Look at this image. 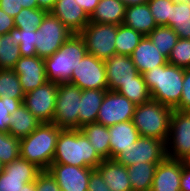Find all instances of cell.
Masks as SVG:
<instances>
[{
    "label": "cell",
    "mask_w": 190,
    "mask_h": 191,
    "mask_svg": "<svg viewBox=\"0 0 190 191\" xmlns=\"http://www.w3.org/2000/svg\"><path fill=\"white\" fill-rule=\"evenodd\" d=\"M102 161L80 129H63L60 132L52 163L96 169Z\"/></svg>",
    "instance_id": "6da1fadb"
},
{
    "label": "cell",
    "mask_w": 190,
    "mask_h": 191,
    "mask_svg": "<svg viewBox=\"0 0 190 191\" xmlns=\"http://www.w3.org/2000/svg\"><path fill=\"white\" fill-rule=\"evenodd\" d=\"M142 75L152 100L172 109L179 105L183 89L184 68L167 62Z\"/></svg>",
    "instance_id": "7a4b0ae2"
},
{
    "label": "cell",
    "mask_w": 190,
    "mask_h": 191,
    "mask_svg": "<svg viewBox=\"0 0 190 191\" xmlns=\"http://www.w3.org/2000/svg\"><path fill=\"white\" fill-rule=\"evenodd\" d=\"M62 130L54 123H41L28 136L20 139V157L47 170L52 164Z\"/></svg>",
    "instance_id": "3957f363"
},
{
    "label": "cell",
    "mask_w": 190,
    "mask_h": 191,
    "mask_svg": "<svg viewBox=\"0 0 190 191\" xmlns=\"http://www.w3.org/2000/svg\"><path fill=\"white\" fill-rule=\"evenodd\" d=\"M87 53L85 42L79 33H73L52 56L45 58L48 81L67 83L75 67Z\"/></svg>",
    "instance_id": "277c9868"
},
{
    "label": "cell",
    "mask_w": 190,
    "mask_h": 191,
    "mask_svg": "<svg viewBox=\"0 0 190 191\" xmlns=\"http://www.w3.org/2000/svg\"><path fill=\"white\" fill-rule=\"evenodd\" d=\"M172 111V108L151 99L136 106L132 121L140 136L159 139L166 144Z\"/></svg>",
    "instance_id": "5b68a950"
},
{
    "label": "cell",
    "mask_w": 190,
    "mask_h": 191,
    "mask_svg": "<svg viewBox=\"0 0 190 191\" xmlns=\"http://www.w3.org/2000/svg\"><path fill=\"white\" fill-rule=\"evenodd\" d=\"M73 34L56 16L48 12L35 31V47L39 58L52 56Z\"/></svg>",
    "instance_id": "8992f818"
},
{
    "label": "cell",
    "mask_w": 190,
    "mask_h": 191,
    "mask_svg": "<svg viewBox=\"0 0 190 191\" xmlns=\"http://www.w3.org/2000/svg\"><path fill=\"white\" fill-rule=\"evenodd\" d=\"M79 34L85 42L87 53L98 59L106 61L116 54L117 25L89 22Z\"/></svg>",
    "instance_id": "52a82bcc"
},
{
    "label": "cell",
    "mask_w": 190,
    "mask_h": 191,
    "mask_svg": "<svg viewBox=\"0 0 190 191\" xmlns=\"http://www.w3.org/2000/svg\"><path fill=\"white\" fill-rule=\"evenodd\" d=\"M81 89L70 83H58L52 123L62 129H78Z\"/></svg>",
    "instance_id": "ba28073f"
},
{
    "label": "cell",
    "mask_w": 190,
    "mask_h": 191,
    "mask_svg": "<svg viewBox=\"0 0 190 191\" xmlns=\"http://www.w3.org/2000/svg\"><path fill=\"white\" fill-rule=\"evenodd\" d=\"M190 154V111L173 109L170 117L166 157L184 160Z\"/></svg>",
    "instance_id": "9c48e42d"
},
{
    "label": "cell",
    "mask_w": 190,
    "mask_h": 191,
    "mask_svg": "<svg viewBox=\"0 0 190 191\" xmlns=\"http://www.w3.org/2000/svg\"><path fill=\"white\" fill-rule=\"evenodd\" d=\"M166 158V144L159 139L140 136L114 159L128 167L139 162L160 163Z\"/></svg>",
    "instance_id": "30bf717a"
},
{
    "label": "cell",
    "mask_w": 190,
    "mask_h": 191,
    "mask_svg": "<svg viewBox=\"0 0 190 191\" xmlns=\"http://www.w3.org/2000/svg\"><path fill=\"white\" fill-rule=\"evenodd\" d=\"M81 90H108L105 62L86 53L72 72L68 82Z\"/></svg>",
    "instance_id": "8fae6325"
},
{
    "label": "cell",
    "mask_w": 190,
    "mask_h": 191,
    "mask_svg": "<svg viewBox=\"0 0 190 191\" xmlns=\"http://www.w3.org/2000/svg\"><path fill=\"white\" fill-rule=\"evenodd\" d=\"M58 83L47 81L25 93L23 104L41 123H52L57 99Z\"/></svg>",
    "instance_id": "7c38bea8"
},
{
    "label": "cell",
    "mask_w": 190,
    "mask_h": 191,
    "mask_svg": "<svg viewBox=\"0 0 190 191\" xmlns=\"http://www.w3.org/2000/svg\"><path fill=\"white\" fill-rule=\"evenodd\" d=\"M136 105L116 91L107 90L102 100L97 123L112 126L133 119Z\"/></svg>",
    "instance_id": "4fadbf2b"
},
{
    "label": "cell",
    "mask_w": 190,
    "mask_h": 191,
    "mask_svg": "<svg viewBox=\"0 0 190 191\" xmlns=\"http://www.w3.org/2000/svg\"><path fill=\"white\" fill-rule=\"evenodd\" d=\"M41 171L34 163L19 157L3 166L0 191H23V186L34 182Z\"/></svg>",
    "instance_id": "5bb4252c"
},
{
    "label": "cell",
    "mask_w": 190,
    "mask_h": 191,
    "mask_svg": "<svg viewBox=\"0 0 190 191\" xmlns=\"http://www.w3.org/2000/svg\"><path fill=\"white\" fill-rule=\"evenodd\" d=\"M47 170L57 181L61 191H88L90 175L94 169L52 163Z\"/></svg>",
    "instance_id": "9a60e30c"
},
{
    "label": "cell",
    "mask_w": 190,
    "mask_h": 191,
    "mask_svg": "<svg viewBox=\"0 0 190 191\" xmlns=\"http://www.w3.org/2000/svg\"><path fill=\"white\" fill-rule=\"evenodd\" d=\"M13 70L18 75L24 93L32 91L48 81L44 59L38 56H21Z\"/></svg>",
    "instance_id": "2e32d148"
},
{
    "label": "cell",
    "mask_w": 190,
    "mask_h": 191,
    "mask_svg": "<svg viewBox=\"0 0 190 191\" xmlns=\"http://www.w3.org/2000/svg\"><path fill=\"white\" fill-rule=\"evenodd\" d=\"M105 62L108 90L116 91L122 84L136 82L139 73L128 55L114 54Z\"/></svg>",
    "instance_id": "e0dca14e"
},
{
    "label": "cell",
    "mask_w": 190,
    "mask_h": 191,
    "mask_svg": "<svg viewBox=\"0 0 190 191\" xmlns=\"http://www.w3.org/2000/svg\"><path fill=\"white\" fill-rule=\"evenodd\" d=\"M182 160L165 158L158 163L151 191H181Z\"/></svg>",
    "instance_id": "ac0fdd59"
},
{
    "label": "cell",
    "mask_w": 190,
    "mask_h": 191,
    "mask_svg": "<svg viewBox=\"0 0 190 191\" xmlns=\"http://www.w3.org/2000/svg\"><path fill=\"white\" fill-rule=\"evenodd\" d=\"M51 13L73 33H80L90 22L75 0H57Z\"/></svg>",
    "instance_id": "d6986e66"
},
{
    "label": "cell",
    "mask_w": 190,
    "mask_h": 191,
    "mask_svg": "<svg viewBox=\"0 0 190 191\" xmlns=\"http://www.w3.org/2000/svg\"><path fill=\"white\" fill-rule=\"evenodd\" d=\"M130 57L140 74L167 63V58L161 54L148 36H143Z\"/></svg>",
    "instance_id": "ffe728a7"
},
{
    "label": "cell",
    "mask_w": 190,
    "mask_h": 191,
    "mask_svg": "<svg viewBox=\"0 0 190 191\" xmlns=\"http://www.w3.org/2000/svg\"><path fill=\"white\" fill-rule=\"evenodd\" d=\"M96 169L111 191H132L126 166L114 159H103Z\"/></svg>",
    "instance_id": "44dd1931"
},
{
    "label": "cell",
    "mask_w": 190,
    "mask_h": 191,
    "mask_svg": "<svg viewBox=\"0 0 190 191\" xmlns=\"http://www.w3.org/2000/svg\"><path fill=\"white\" fill-rule=\"evenodd\" d=\"M110 133V159H115L123 149L128 148L140 137L132 120L108 127Z\"/></svg>",
    "instance_id": "7402d4cb"
},
{
    "label": "cell",
    "mask_w": 190,
    "mask_h": 191,
    "mask_svg": "<svg viewBox=\"0 0 190 191\" xmlns=\"http://www.w3.org/2000/svg\"><path fill=\"white\" fill-rule=\"evenodd\" d=\"M123 24L143 36L149 35L158 26L148 3L126 7Z\"/></svg>",
    "instance_id": "603a6c76"
},
{
    "label": "cell",
    "mask_w": 190,
    "mask_h": 191,
    "mask_svg": "<svg viewBox=\"0 0 190 191\" xmlns=\"http://www.w3.org/2000/svg\"><path fill=\"white\" fill-rule=\"evenodd\" d=\"M107 90H81L80 110L78 111V129L88 123L96 122L98 112Z\"/></svg>",
    "instance_id": "cb8c5ba5"
},
{
    "label": "cell",
    "mask_w": 190,
    "mask_h": 191,
    "mask_svg": "<svg viewBox=\"0 0 190 191\" xmlns=\"http://www.w3.org/2000/svg\"><path fill=\"white\" fill-rule=\"evenodd\" d=\"M126 6L120 0H100L92 15V23L123 24Z\"/></svg>",
    "instance_id": "d4e9b609"
},
{
    "label": "cell",
    "mask_w": 190,
    "mask_h": 191,
    "mask_svg": "<svg viewBox=\"0 0 190 191\" xmlns=\"http://www.w3.org/2000/svg\"><path fill=\"white\" fill-rule=\"evenodd\" d=\"M40 124L41 121H39L22 103L13 113H11L8 133L21 139L28 136Z\"/></svg>",
    "instance_id": "484cf974"
},
{
    "label": "cell",
    "mask_w": 190,
    "mask_h": 191,
    "mask_svg": "<svg viewBox=\"0 0 190 191\" xmlns=\"http://www.w3.org/2000/svg\"><path fill=\"white\" fill-rule=\"evenodd\" d=\"M80 130L102 159H110V133L107 126L94 122L83 125Z\"/></svg>",
    "instance_id": "4316f807"
},
{
    "label": "cell",
    "mask_w": 190,
    "mask_h": 191,
    "mask_svg": "<svg viewBox=\"0 0 190 191\" xmlns=\"http://www.w3.org/2000/svg\"><path fill=\"white\" fill-rule=\"evenodd\" d=\"M157 165L158 163L139 162L126 167L132 191H151Z\"/></svg>",
    "instance_id": "83f0119b"
},
{
    "label": "cell",
    "mask_w": 190,
    "mask_h": 191,
    "mask_svg": "<svg viewBox=\"0 0 190 191\" xmlns=\"http://www.w3.org/2000/svg\"><path fill=\"white\" fill-rule=\"evenodd\" d=\"M168 27H171L180 39H190V0L171 6Z\"/></svg>",
    "instance_id": "f1b7e54d"
},
{
    "label": "cell",
    "mask_w": 190,
    "mask_h": 191,
    "mask_svg": "<svg viewBox=\"0 0 190 191\" xmlns=\"http://www.w3.org/2000/svg\"><path fill=\"white\" fill-rule=\"evenodd\" d=\"M116 92L128 98L136 106L151 100L150 91L140 73L136 75V82L124 83Z\"/></svg>",
    "instance_id": "f546056e"
},
{
    "label": "cell",
    "mask_w": 190,
    "mask_h": 191,
    "mask_svg": "<svg viewBox=\"0 0 190 191\" xmlns=\"http://www.w3.org/2000/svg\"><path fill=\"white\" fill-rule=\"evenodd\" d=\"M143 35L124 24L117 25V36L115 39L116 54L128 55L138 46Z\"/></svg>",
    "instance_id": "4dcf8cb0"
},
{
    "label": "cell",
    "mask_w": 190,
    "mask_h": 191,
    "mask_svg": "<svg viewBox=\"0 0 190 191\" xmlns=\"http://www.w3.org/2000/svg\"><path fill=\"white\" fill-rule=\"evenodd\" d=\"M19 43L10 32L0 38V69H13L20 59Z\"/></svg>",
    "instance_id": "1f68e13d"
},
{
    "label": "cell",
    "mask_w": 190,
    "mask_h": 191,
    "mask_svg": "<svg viewBox=\"0 0 190 191\" xmlns=\"http://www.w3.org/2000/svg\"><path fill=\"white\" fill-rule=\"evenodd\" d=\"M147 36L167 59L179 39L177 33L168 26H157Z\"/></svg>",
    "instance_id": "d6a6232c"
},
{
    "label": "cell",
    "mask_w": 190,
    "mask_h": 191,
    "mask_svg": "<svg viewBox=\"0 0 190 191\" xmlns=\"http://www.w3.org/2000/svg\"><path fill=\"white\" fill-rule=\"evenodd\" d=\"M18 75L13 69H0V98H14L24 100Z\"/></svg>",
    "instance_id": "836d02e7"
},
{
    "label": "cell",
    "mask_w": 190,
    "mask_h": 191,
    "mask_svg": "<svg viewBox=\"0 0 190 191\" xmlns=\"http://www.w3.org/2000/svg\"><path fill=\"white\" fill-rule=\"evenodd\" d=\"M47 13L38 8H23L14 17V26L20 30L36 31Z\"/></svg>",
    "instance_id": "e575fe53"
},
{
    "label": "cell",
    "mask_w": 190,
    "mask_h": 191,
    "mask_svg": "<svg viewBox=\"0 0 190 191\" xmlns=\"http://www.w3.org/2000/svg\"><path fill=\"white\" fill-rule=\"evenodd\" d=\"M20 157V139L0 132V163L4 166Z\"/></svg>",
    "instance_id": "d590c367"
},
{
    "label": "cell",
    "mask_w": 190,
    "mask_h": 191,
    "mask_svg": "<svg viewBox=\"0 0 190 191\" xmlns=\"http://www.w3.org/2000/svg\"><path fill=\"white\" fill-rule=\"evenodd\" d=\"M14 39L19 43L21 56H37L35 47V31L20 30L14 27L9 31Z\"/></svg>",
    "instance_id": "8d00e7d4"
},
{
    "label": "cell",
    "mask_w": 190,
    "mask_h": 191,
    "mask_svg": "<svg viewBox=\"0 0 190 191\" xmlns=\"http://www.w3.org/2000/svg\"><path fill=\"white\" fill-rule=\"evenodd\" d=\"M171 65L190 68V39H178L167 59Z\"/></svg>",
    "instance_id": "74e56055"
},
{
    "label": "cell",
    "mask_w": 190,
    "mask_h": 191,
    "mask_svg": "<svg viewBox=\"0 0 190 191\" xmlns=\"http://www.w3.org/2000/svg\"><path fill=\"white\" fill-rule=\"evenodd\" d=\"M24 100L14 98H0V132L8 133L11 113H13Z\"/></svg>",
    "instance_id": "f35d334b"
},
{
    "label": "cell",
    "mask_w": 190,
    "mask_h": 191,
    "mask_svg": "<svg viewBox=\"0 0 190 191\" xmlns=\"http://www.w3.org/2000/svg\"><path fill=\"white\" fill-rule=\"evenodd\" d=\"M174 3L171 0H149L148 5L158 26H168L171 6Z\"/></svg>",
    "instance_id": "ab89813d"
},
{
    "label": "cell",
    "mask_w": 190,
    "mask_h": 191,
    "mask_svg": "<svg viewBox=\"0 0 190 191\" xmlns=\"http://www.w3.org/2000/svg\"><path fill=\"white\" fill-rule=\"evenodd\" d=\"M36 191H61L57 181L48 170H42L35 180Z\"/></svg>",
    "instance_id": "60d3db41"
},
{
    "label": "cell",
    "mask_w": 190,
    "mask_h": 191,
    "mask_svg": "<svg viewBox=\"0 0 190 191\" xmlns=\"http://www.w3.org/2000/svg\"><path fill=\"white\" fill-rule=\"evenodd\" d=\"M175 110L190 111V68H184L181 99Z\"/></svg>",
    "instance_id": "b9f144b4"
},
{
    "label": "cell",
    "mask_w": 190,
    "mask_h": 191,
    "mask_svg": "<svg viewBox=\"0 0 190 191\" xmlns=\"http://www.w3.org/2000/svg\"><path fill=\"white\" fill-rule=\"evenodd\" d=\"M88 191H111L97 169L91 172Z\"/></svg>",
    "instance_id": "7bdbcfd3"
},
{
    "label": "cell",
    "mask_w": 190,
    "mask_h": 191,
    "mask_svg": "<svg viewBox=\"0 0 190 191\" xmlns=\"http://www.w3.org/2000/svg\"><path fill=\"white\" fill-rule=\"evenodd\" d=\"M0 8L12 18L23 9L20 0H0Z\"/></svg>",
    "instance_id": "ee69618b"
},
{
    "label": "cell",
    "mask_w": 190,
    "mask_h": 191,
    "mask_svg": "<svg viewBox=\"0 0 190 191\" xmlns=\"http://www.w3.org/2000/svg\"><path fill=\"white\" fill-rule=\"evenodd\" d=\"M14 26V18L6 14L1 8H0V35H4L7 32H9L11 29H13Z\"/></svg>",
    "instance_id": "f6af8a7d"
},
{
    "label": "cell",
    "mask_w": 190,
    "mask_h": 191,
    "mask_svg": "<svg viewBox=\"0 0 190 191\" xmlns=\"http://www.w3.org/2000/svg\"><path fill=\"white\" fill-rule=\"evenodd\" d=\"M181 191H190V167L182 160Z\"/></svg>",
    "instance_id": "bcb514c9"
},
{
    "label": "cell",
    "mask_w": 190,
    "mask_h": 191,
    "mask_svg": "<svg viewBox=\"0 0 190 191\" xmlns=\"http://www.w3.org/2000/svg\"><path fill=\"white\" fill-rule=\"evenodd\" d=\"M88 17L92 15L100 0H75Z\"/></svg>",
    "instance_id": "7dc6e473"
},
{
    "label": "cell",
    "mask_w": 190,
    "mask_h": 191,
    "mask_svg": "<svg viewBox=\"0 0 190 191\" xmlns=\"http://www.w3.org/2000/svg\"><path fill=\"white\" fill-rule=\"evenodd\" d=\"M57 0H37V8L51 12Z\"/></svg>",
    "instance_id": "c3c4849f"
},
{
    "label": "cell",
    "mask_w": 190,
    "mask_h": 191,
    "mask_svg": "<svg viewBox=\"0 0 190 191\" xmlns=\"http://www.w3.org/2000/svg\"><path fill=\"white\" fill-rule=\"evenodd\" d=\"M126 7L148 3L149 0H120Z\"/></svg>",
    "instance_id": "681fc988"
},
{
    "label": "cell",
    "mask_w": 190,
    "mask_h": 191,
    "mask_svg": "<svg viewBox=\"0 0 190 191\" xmlns=\"http://www.w3.org/2000/svg\"><path fill=\"white\" fill-rule=\"evenodd\" d=\"M23 8H37V0H20Z\"/></svg>",
    "instance_id": "f907efd6"
},
{
    "label": "cell",
    "mask_w": 190,
    "mask_h": 191,
    "mask_svg": "<svg viewBox=\"0 0 190 191\" xmlns=\"http://www.w3.org/2000/svg\"><path fill=\"white\" fill-rule=\"evenodd\" d=\"M23 191H36L35 181L26 183L23 186Z\"/></svg>",
    "instance_id": "816d5d0a"
},
{
    "label": "cell",
    "mask_w": 190,
    "mask_h": 191,
    "mask_svg": "<svg viewBox=\"0 0 190 191\" xmlns=\"http://www.w3.org/2000/svg\"><path fill=\"white\" fill-rule=\"evenodd\" d=\"M183 161H184V163H185L188 167H190V154H189Z\"/></svg>",
    "instance_id": "f5cc1de1"
},
{
    "label": "cell",
    "mask_w": 190,
    "mask_h": 191,
    "mask_svg": "<svg viewBox=\"0 0 190 191\" xmlns=\"http://www.w3.org/2000/svg\"><path fill=\"white\" fill-rule=\"evenodd\" d=\"M174 4H180L182 3L183 1H186V0H171Z\"/></svg>",
    "instance_id": "db71d44e"
},
{
    "label": "cell",
    "mask_w": 190,
    "mask_h": 191,
    "mask_svg": "<svg viewBox=\"0 0 190 191\" xmlns=\"http://www.w3.org/2000/svg\"><path fill=\"white\" fill-rule=\"evenodd\" d=\"M3 171V165L0 163V174L2 173Z\"/></svg>",
    "instance_id": "11a10c76"
}]
</instances>
